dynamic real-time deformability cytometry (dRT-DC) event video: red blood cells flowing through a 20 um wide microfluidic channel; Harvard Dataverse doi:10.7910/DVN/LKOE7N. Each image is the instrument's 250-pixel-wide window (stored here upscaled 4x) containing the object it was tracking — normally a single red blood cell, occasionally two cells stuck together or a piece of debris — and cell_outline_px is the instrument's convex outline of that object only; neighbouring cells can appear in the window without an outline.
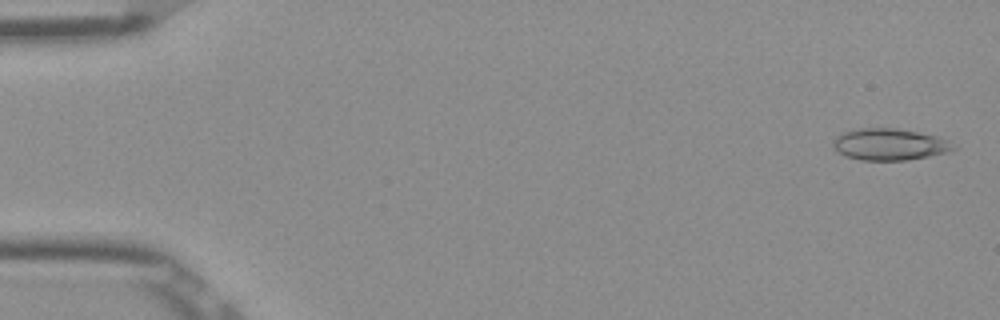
{"species": "Egyptian fruit bat (a non-hibernating species)", "species_latin": "Rousettus aegyptiacus", "temperature_condition": "room temperature", "stored_images_in_passage": 52, "camera_frame_rate_fps": 3000, "um_per_image_px": 0.085, "frame": {"image": 1, "passage_image": 2, "time_ms": 0.333, "image_size_px": [1000, 320], "cell_outline_px": [[956, 148], [948, 152], [908, 160], [860, 160], [844, 156], [832, 148], [832, 144], [836, 136], [840, 132], [860, 128], [896, 128], [936, 136], [948, 140]], "centroid_in_image_um": [75.55, 12.27], "position_along_channel_um": 9.5, "area_um2": 22.25}}
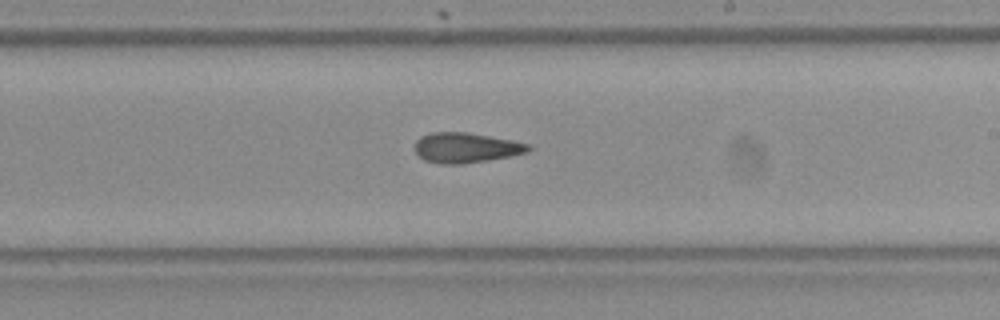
{"frame": {"image": 2, "passage_image": 31, "time_ms": 10.0, "image_size_px": [1000, 320], "cell_outline_px": [[532, 148], [528, 152], [512, 156], [488, 160], [460, 164], [444, 164], [424, 160], [416, 152], [416, 140], [420, 136], [432, 132], [468, 132], [512, 140], [532, 144]], "centroid_in_image_um": [39.65, 12.55], "position_along_channel_um": 249.4, "area_um2": 20.0}}
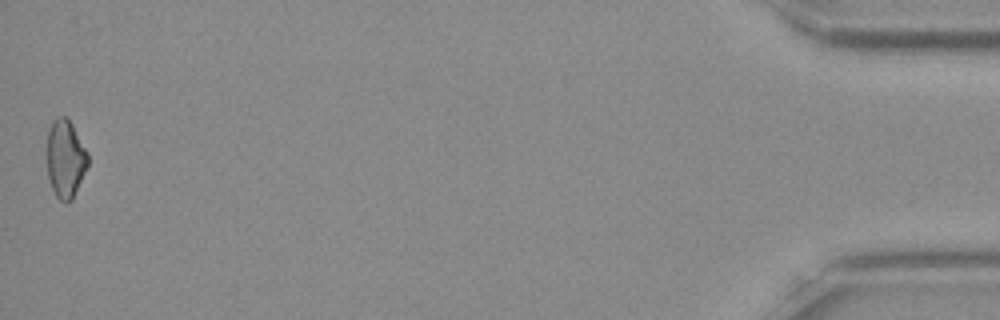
{"frame": {"image": 3, "passage_image": 52, "time_ms": 17.0, "image_size_px": [1000, 320], "cell_outline_px": [[88, 164], [72, 200], [68, 204], [60, 200], [56, 196], [52, 188], [48, 176], [44, 156], [48, 132], [52, 120], [56, 116], [64, 116], [72, 124], [88, 152]], "centroid_in_image_um": [5.51, 13.48], "position_along_channel_um": 429.7, "area_um2": 19.07}, "authors_computed_cell_mechanics": {"area_um2": 20.0566, "velocity_mm_per_s": 3.9111, "shape_relaxation_time_tau1_ms": null, "shape_relaxation_time_tau2_ms": 4.2539, "deformation_change_tau1": null, "deformation_change_tau2": 0.1119}}